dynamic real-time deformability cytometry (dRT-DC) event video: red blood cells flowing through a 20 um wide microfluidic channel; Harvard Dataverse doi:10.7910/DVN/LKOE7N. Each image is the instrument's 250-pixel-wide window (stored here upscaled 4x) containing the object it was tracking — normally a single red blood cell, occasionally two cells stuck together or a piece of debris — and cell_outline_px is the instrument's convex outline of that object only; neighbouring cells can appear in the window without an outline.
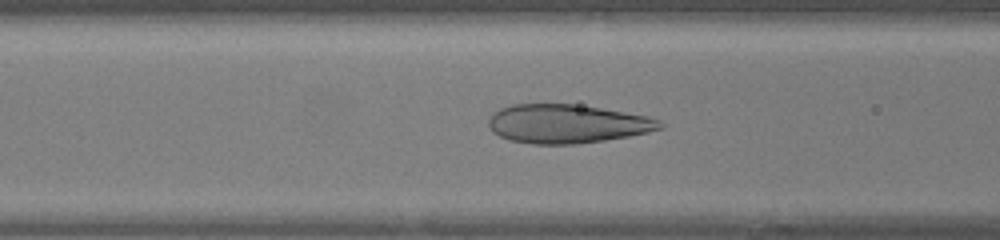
{"species": "human", "species_latin": "Homo sapiens", "temperature_condition": "warm", "stored_images_in_passage": 32, "camera_frame_rate_fps": 3000, "um_per_image_px": 0.085, "donor": {"sex": "female"}, "frame": {"image": 1, "passage_image": 10, "time_ms": 3.0, "image_size_px": [1000, 240], "cell_outline_px": [[664, 128], [648, 132], [628, 136], [604, 140], [576, 144], [532, 144], [508, 140], [492, 132], [488, 124], [488, 120], [492, 112], [500, 108], [512, 104], [572, 104], [600, 108], [648, 116], [660, 120], [664, 124]], "centroid_in_image_um": [48.17, 10.52], "position_along_channel_um": 118.4, "area_um2": 38.84}}
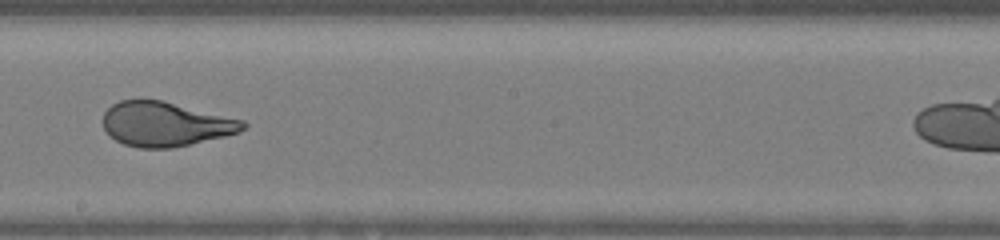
{"frame": {"image": 2, "passage_image": 18, "time_ms": 5.667, "image_size_px": [1000, 240], "cell_outline_px": [[248, 124], [240, 132], [224, 136], [172, 148], [140, 148], [124, 144], [116, 140], [104, 128], [104, 112], [112, 104], [120, 100], [160, 100], [244, 120]], "centroid_in_image_um": [14.07, 10.55], "position_along_channel_um": 234.1, "area_um2": 35.84}}
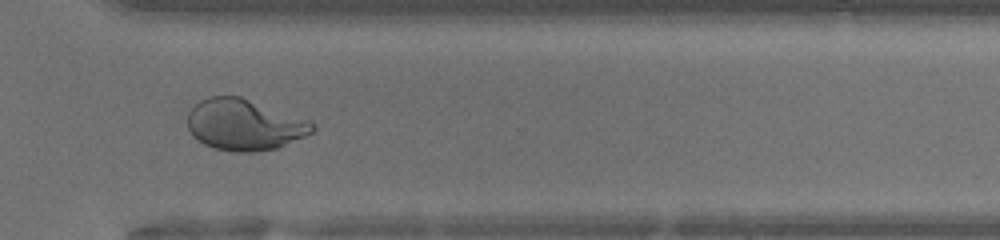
{"frame": {"image": 3, "passage_image": 26, "time_ms": 8.333, "image_size_px": [1000, 240], "cell_outline_px": [[316, 128], [312, 132], [280, 148], [252, 152], [232, 152], [216, 148], [204, 144], [192, 136], [188, 128], [188, 112], [200, 100], [208, 96], [240, 96], [312, 120], [316, 124]], "centroid_in_image_um": [20.81, 10.6], "position_along_channel_um": 349.8, "area_um2": 37.63}}